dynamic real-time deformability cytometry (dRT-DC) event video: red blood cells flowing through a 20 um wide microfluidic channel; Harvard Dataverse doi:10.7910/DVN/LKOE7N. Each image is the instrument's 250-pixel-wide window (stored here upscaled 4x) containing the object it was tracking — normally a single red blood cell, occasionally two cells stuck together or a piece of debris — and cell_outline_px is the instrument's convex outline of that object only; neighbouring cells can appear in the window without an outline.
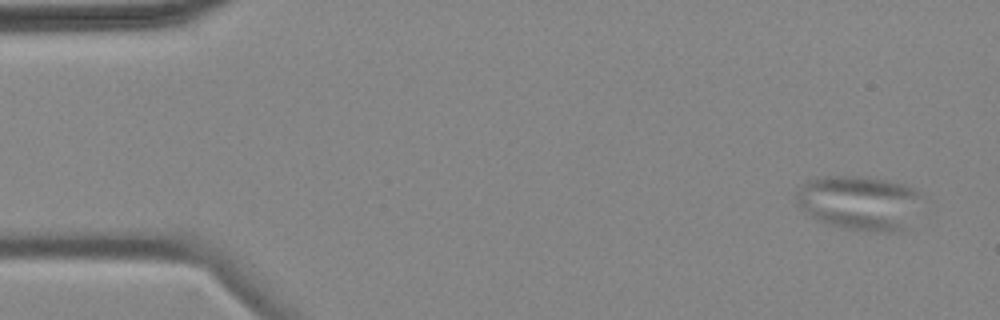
{"species": "common noctule bat (a hibernating species)", "species_latin": "Nyctalus noctula", "temperature_condition": "cold", "stored_images_in_passage": 8, "camera_frame_rate_fps": 3000, "um_per_image_px": 0.085, "animal": {"sex": "female", "body_mass_g": 18.4}, "frame": {"image": 1, "passage_image": 1, "time_ms": 0.0, "image_size_px": [1000, 320], "cell_outline_px": [[924, 196], [900, 228], [888, 232], [884, 232], [844, 228], [820, 220], [812, 216], [796, 204], [796, 192], [808, 180], [828, 176], [856, 176], [884, 180], [912, 188], [920, 192]], "centroid_in_image_um": [72.97, 17.2], "position_along_channel_um": 12.0, "area_um2": 38.32}}
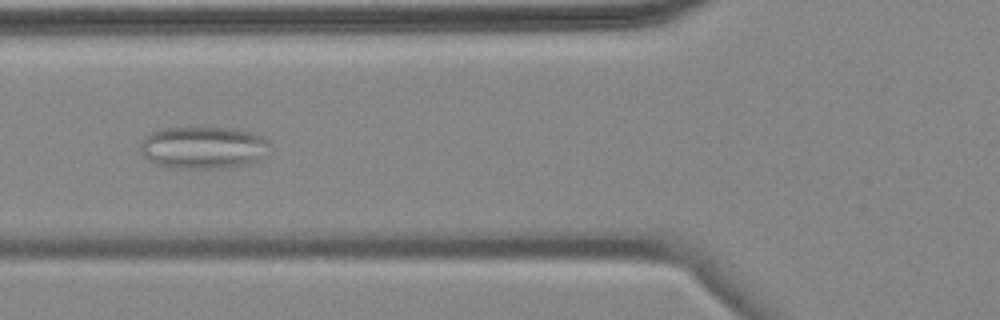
{"frame": {"image": 2, "passage_image": 6, "time_ms": 6.0, "image_size_px": [1000, 320], "cell_outline_px": [[268, 144], [256, 160], [248, 164], [228, 168], [168, 168], [156, 164], [144, 156], [140, 152], [140, 144], [152, 132], [160, 128], [236, 128], [252, 132], [264, 136], [268, 140]], "centroid_in_image_um": [17.24, 12.54], "position_along_channel_um": 108.6, "area_um2": 31.67}}